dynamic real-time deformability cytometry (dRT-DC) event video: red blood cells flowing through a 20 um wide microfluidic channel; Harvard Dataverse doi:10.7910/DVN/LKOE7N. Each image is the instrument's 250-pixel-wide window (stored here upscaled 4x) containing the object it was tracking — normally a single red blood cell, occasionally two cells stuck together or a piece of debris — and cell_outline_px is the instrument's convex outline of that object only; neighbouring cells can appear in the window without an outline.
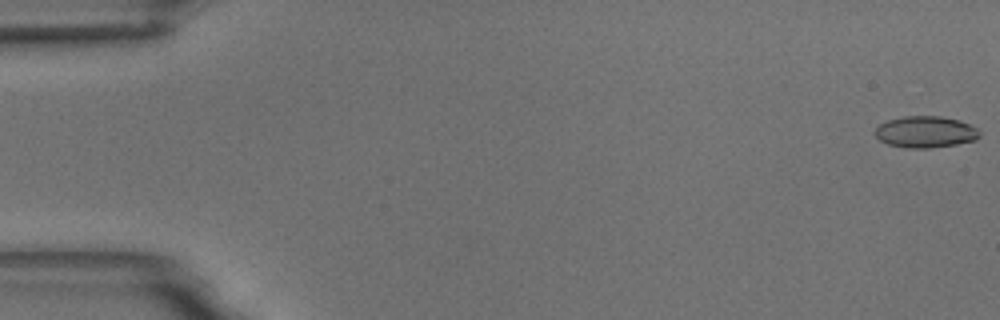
{"species": "common noctule bat (a hibernating species)", "species_latin": "Nyctalus noctula", "temperature_condition": "room temperature", "stored_images_in_passage": 52, "camera_frame_rate_fps": 3000, "um_per_image_px": 0.085, "animal": {"sex": "male", "body_mass_g": 18.8}, "frame": {"image": 1, "passage_image": 1, "time_ms": 0.0, "image_size_px": [1000, 320], "cell_outline_px": [[980, 136], [976, 140], [956, 144], [928, 148], [908, 148], [888, 144], [880, 140], [872, 132], [880, 124], [888, 120], [904, 116], [940, 116], [960, 120], [976, 128], [980, 132]], "centroid_in_image_um": [78.66, 11.21], "position_along_channel_um": 6.3, "area_um2": 19.19}}
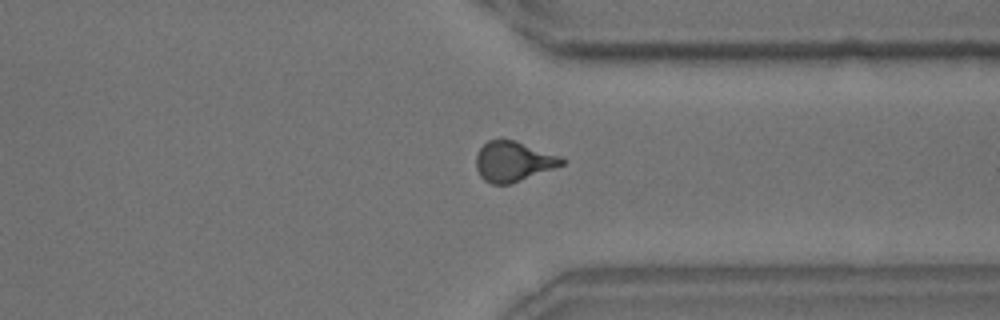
{"frame": {"image": 2, "passage_image": 43, "time_ms": 14.0, "image_size_px": [1000, 320], "cell_outline_px": [[568, 160], [564, 164], [512, 184], [492, 184], [484, 180], [480, 176], [476, 168], [476, 156], [480, 148], [488, 140], [516, 140], [560, 156]], "centroid_in_image_um": [43.64, 13.73], "position_along_channel_um": 367.8, "area_um2": 20.06}}
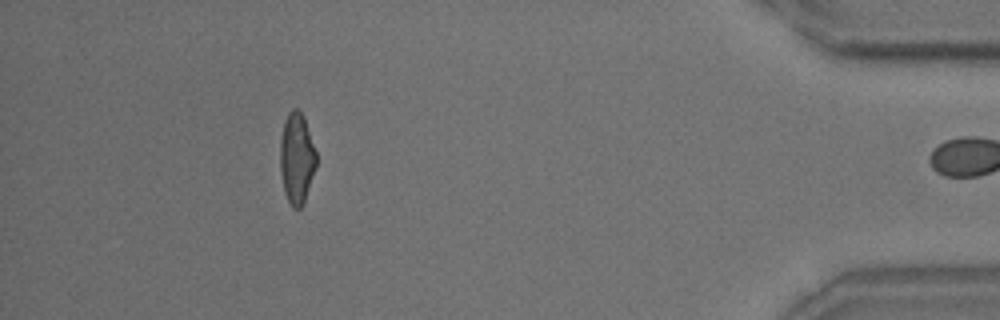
{"frame": {"image": 3, "passage_image": 51, "time_ms": 16.667, "image_size_px": [1000, 320], "cell_outline_px": [[316, 168], [304, 204], [300, 208], [292, 208], [284, 192], [280, 172], [280, 140], [284, 120], [288, 112], [292, 108], [296, 108], [304, 116], [316, 152]], "centroid_in_image_um": [25.22, 13.46], "position_along_channel_um": 410.0, "area_um2": 19.42}, "authors_computed_cell_mechanics": {"area_um2": 19.8543, "velocity_mm_per_s": 3.649, "shape_relaxation_time_tau1_ms": 5.4207, "shape_relaxation_time_tau2_ms": 1.5491, "deformation_change_tau1": 0.1564, "deformation_change_tau2": 0.0792}}